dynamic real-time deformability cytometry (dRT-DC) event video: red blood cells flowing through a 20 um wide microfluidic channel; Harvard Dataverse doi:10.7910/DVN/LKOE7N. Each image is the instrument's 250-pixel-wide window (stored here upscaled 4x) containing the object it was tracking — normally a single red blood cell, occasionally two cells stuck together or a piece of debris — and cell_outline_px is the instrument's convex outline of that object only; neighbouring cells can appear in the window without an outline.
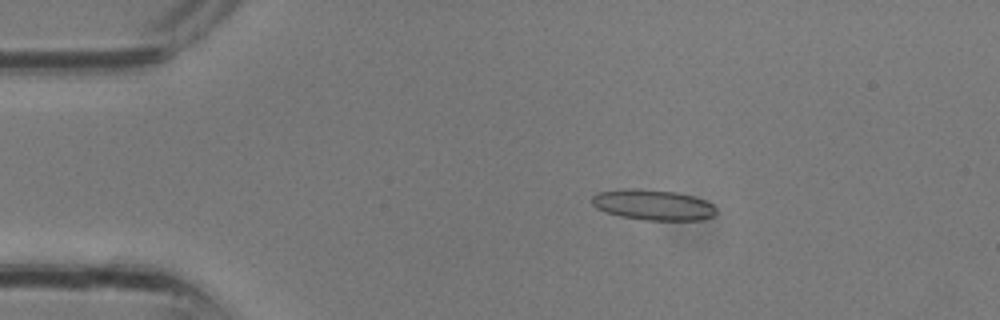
{"species": "common noctule bat (a hibernating species)", "species_latin": "Nyctalus noctula", "temperature_condition": "room temperature", "stored_images_in_passage": 10, "camera_frame_rate_fps": 3000, "um_per_image_px": 0.085, "animal": {"sex": "male", "body_mass_g": 13.3}, "frame": {"image": 1, "passage_image": 2, "time_ms": 0.333, "image_size_px": [1000, 320], "cell_outline_px": [[716, 212], [712, 216], [704, 220], [644, 220], [620, 216], [604, 212], [596, 208], [592, 204], [592, 196], [600, 192], [628, 188], [636, 188], [676, 192], [692, 196], [704, 200], [712, 204], [716, 208]], "centroid_in_image_um": [55.5, 17.42], "position_along_channel_um": 29.5, "area_um2": 22.14}}
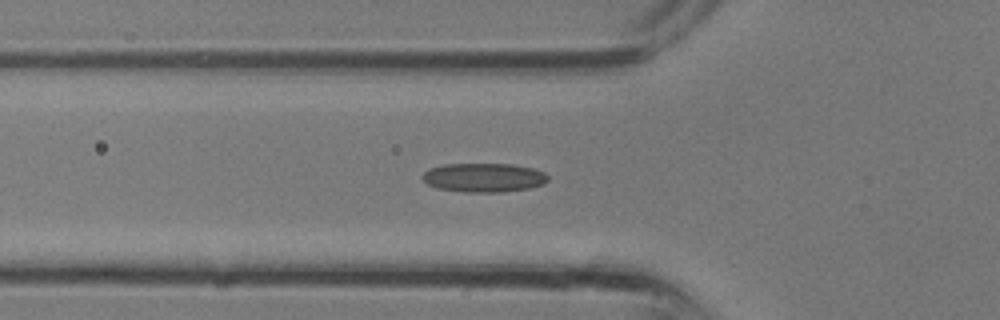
{"frame": {"image": 2, "passage_image": 7, "time_ms": 2.0, "image_size_px": [1000, 320], "cell_outline_px": [[548, 180], [544, 184], [528, 188], [500, 192], [464, 192], [436, 188], [428, 184], [420, 176], [428, 168], [444, 164], [512, 164], [532, 168], [544, 172], [548, 176]], "centroid_in_image_um": [41.09, 15.09], "position_along_channel_um": 84.7, "area_um2": 21.27}}
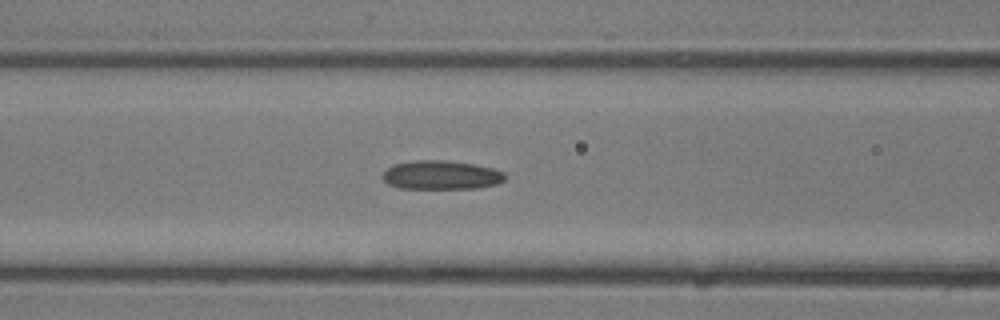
{"frame": {"image": 3, "passage_image": 9, "time_ms": 2.667, "image_size_px": [1000, 320], "cell_outline_px": [[504, 180], [496, 184], [476, 188], [400, 188], [388, 184], [384, 180], [384, 172], [392, 164], [412, 160], [444, 160], [472, 164], [492, 168], [504, 172]], "centroid_in_image_um": [37.48, 14.87], "position_along_channel_um": 129.1, "area_um2": 20.4}}